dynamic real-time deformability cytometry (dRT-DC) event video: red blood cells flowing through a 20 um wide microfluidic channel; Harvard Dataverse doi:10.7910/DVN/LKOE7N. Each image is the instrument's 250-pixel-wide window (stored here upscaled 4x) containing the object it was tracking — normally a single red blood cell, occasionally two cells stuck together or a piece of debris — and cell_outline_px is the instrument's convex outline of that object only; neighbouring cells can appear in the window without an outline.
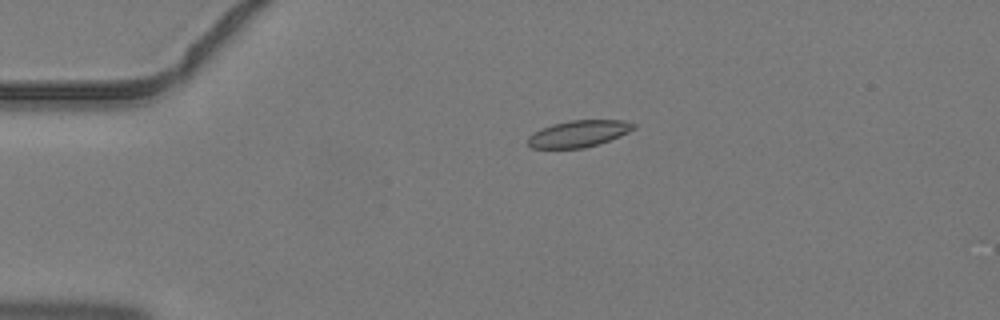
{"species": "common noctule bat (a hibernating species)", "species_latin": "Nyctalus noctula", "temperature_condition": "warm", "stored_images_in_passage": 1, "camera_frame_rate_fps": 3000, "um_per_image_px": 0.085, "animal": {"sex": "male", "body_mass_g": 19.2, "forearm_length_mm": 51.8}, "frame": {"image": 1, "passage_image": 1, "time_ms": 0.0, "image_size_px": [1000, 320], "cell_outline_px": [[636, 128], [620, 136], [584, 148], [532, 148], [528, 144], [528, 136], [540, 128], [552, 124], [568, 120], [624, 120], [636, 124]], "centroid_in_image_um": [49.17, 11.35], "position_along_channel_um": 35.8, "area_um2": 16.42}}